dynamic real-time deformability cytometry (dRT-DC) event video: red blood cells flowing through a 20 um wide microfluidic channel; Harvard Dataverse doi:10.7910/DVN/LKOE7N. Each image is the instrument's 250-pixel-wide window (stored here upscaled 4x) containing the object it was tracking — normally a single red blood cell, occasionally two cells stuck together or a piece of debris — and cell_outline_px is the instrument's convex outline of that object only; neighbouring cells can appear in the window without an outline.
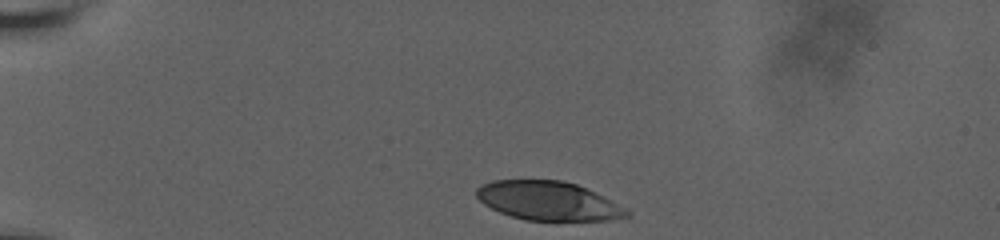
{"species": "human", "species_latin": "Homo sapiens", "temperature_condition": "room temperature", "stored_images_in_passage": 37, "camera_frame_rate_fps": 3000, "um_per_image_px": 0.085, "donor": {"sex": "male"}, "frame": {"image": 1, "passage_image": 1, "time_ms": 0.0, "image_size_px": [1000, 240], "cell_outline_px": [[632, 216], [608, 220], [524, 220], [500, 212], [484, 204], [476, 196], [476, 188], [480, 184], [492, 180], [564, 180], [576, 184], [628, 208], [632, 212]], "centroid_in_image_um": [46.61, 17.07], "position_along_channel_um": 38.4, "area_um2": 34.1}}
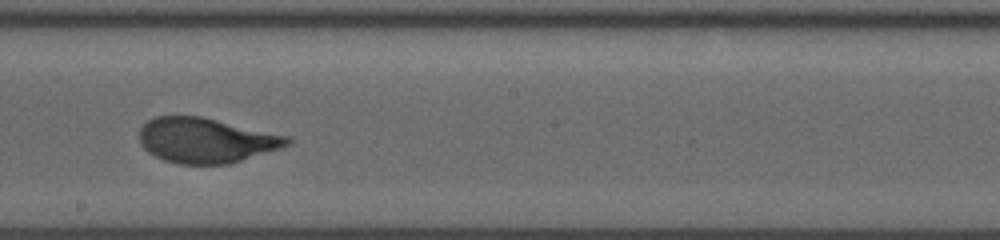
{"frame": {"image": 2, "passage_image": 22, "time_ms": 7.0, "image_size_px": [1000, 240], "cell_outline_px": [[292, 140], [288, 144], [280, 148], [228, 164], [176, 164], [164, 160], [148, 152], [140, 144], [140, 128], [148, 120], [156, 116], [200, 116], [292, 136]], "centroid_in_image_um": [17.51, 11.92], "position_along_channel_um": 230.7, "area_um2": 38.78}}
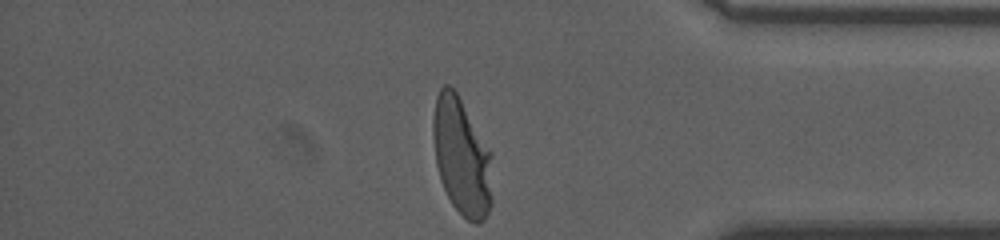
{"frame": {"image": 3, "passage_image": 37, "time_ms": 12.0, "image_size_px": [1000, 240], "cell_outline_px": [[492, 204], [484, 220], [476, 224], [468, 220], [452, 204], [440, 180], [436, 164], [432, 136], [432, 120], [436, 96], [440, 88], [444, 84], [448, 84], [456, 92], [492, 152]], "centroid_in_image_um": [39.25, 13.32], "position_along_channel_um": 396.0, "area_um2": 40.86}, "authors_computed_cell_mechanics": {"area_um2": 39.1884, "velocity_mm_per_s": 3.6435, "shape_relaxation_time_tau1_ms": 4.4045, "shape_relaxation_time_tau2_ms": null, "deformation_change_tau1": 0.2081, "deformation_change_tau2": null}}